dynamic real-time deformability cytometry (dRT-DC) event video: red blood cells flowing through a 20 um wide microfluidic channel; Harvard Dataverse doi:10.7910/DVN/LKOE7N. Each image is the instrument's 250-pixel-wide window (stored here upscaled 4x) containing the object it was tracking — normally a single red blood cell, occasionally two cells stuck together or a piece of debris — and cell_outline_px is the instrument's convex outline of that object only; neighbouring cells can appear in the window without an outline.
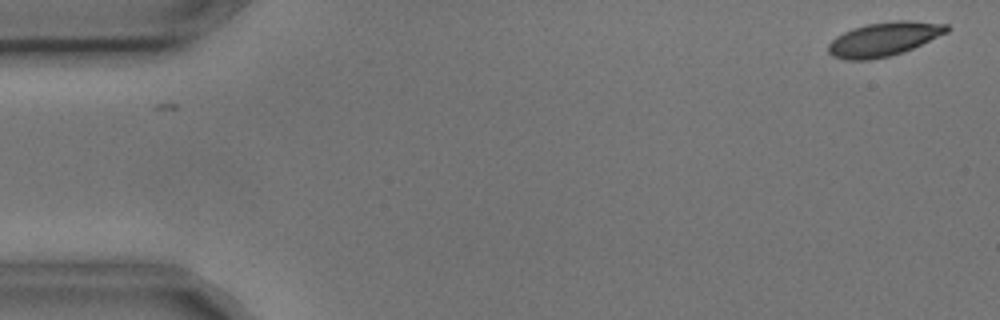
{"species": "common noctule bat (a hibernating species)", "species_latin": "Nyctalus noctula", "temperature_condition": "cold", "stored_images_in_passage": 2, "camera_frame_rate_fps": 3000, "um_per_image_px": 0.085, "animal": {"sex": "male", "body_mass_g": 17.9, "forearm_length_mm": 54.2}, "frame": {"image": 1, "passage_image": 2, "time_ms": 0.333, "image_size_px": [1000, 320], "cell_outline_px": [[948, 32], [912, 48], [888, 56], [868, 60], [844, 60], [832, 56], [828, 52], [828, 44], [836, 36], [852, 28], [868, 24], [896, 20], [908, 20], [948, 24]], "centroid_in_image_um": [75.1, 3.32], "position_along_channel_um": 9.9, "area_um2": 23.24}}